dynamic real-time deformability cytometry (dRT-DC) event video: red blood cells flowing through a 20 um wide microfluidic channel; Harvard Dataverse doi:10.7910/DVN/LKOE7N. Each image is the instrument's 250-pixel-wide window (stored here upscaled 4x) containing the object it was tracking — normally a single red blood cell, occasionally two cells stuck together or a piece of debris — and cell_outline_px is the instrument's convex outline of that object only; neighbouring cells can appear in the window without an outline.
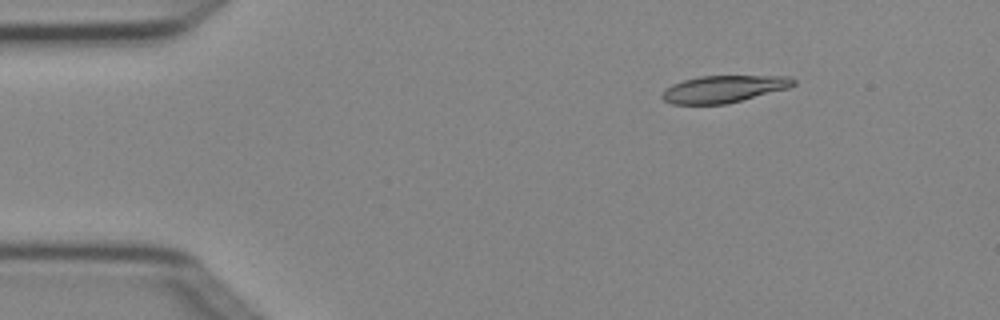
{"species": "Egyptian fruit bat (a non-hibernating species)", "species_latin": "Rousettus aegyptiacus", "temperature_condition": "cold", "stored_images_in_passage": 4, "camera_frame_rate_fps": 3000, "um_per_image_px": 0.085, "animal": {"sex": "female"}, "frame": {"image": 1, "passage_image": 2, "time_ms": 0.333, "image_size_px": [1000, 320], "cell_outline_px": [[796, 84], [788, 88], [728, 104], [672, 104], [664, 100], [660, 96], [672, 84], [684, 80], [700, 76], [788, 76], [796, 80]], "centroid_in_image_um": [61.54, 7.57], "position_along_channel_um": 23.5, "area_um2": 20.63}}